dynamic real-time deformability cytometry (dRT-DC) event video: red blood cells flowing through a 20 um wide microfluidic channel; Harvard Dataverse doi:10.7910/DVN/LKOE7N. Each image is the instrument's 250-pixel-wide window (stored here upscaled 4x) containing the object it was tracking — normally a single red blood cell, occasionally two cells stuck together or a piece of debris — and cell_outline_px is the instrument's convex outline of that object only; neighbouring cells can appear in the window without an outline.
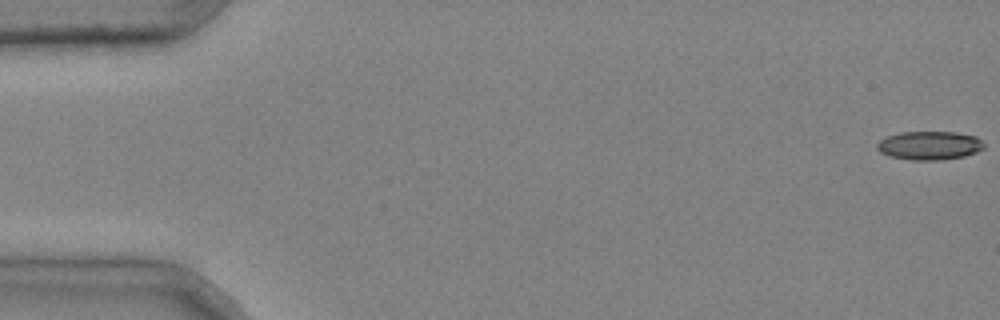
{"species": "common noctule bat (a hibernating species)", "species_latin": "Nyctalus noctula", "temperature_condition": "cold", "stored_images_in_passage": 4, "camera_frame_rate_fps": 3000, "um_per_image_px": 0.085, "animal": {"sex": "male", "body_mass_g": 20.4}, "frame": {"image": 1, "passage_image": 1, "time_ms": 0.0, "image_size_px": [1000, 320], "cell_outline_px": [[984, 148], [976, 152], [964, 156], [940, 160], [912, 160], [888, 156], [880, 152], [876, 148], [876, 144], [880, 140], [888, 136], [900, 132], [956, 132], [976, 136], [984, 144]], "centroid_in_image_um": [78.99, 12.37], "position_along_channel_um": 6.0, "area_um2": 17.86}}
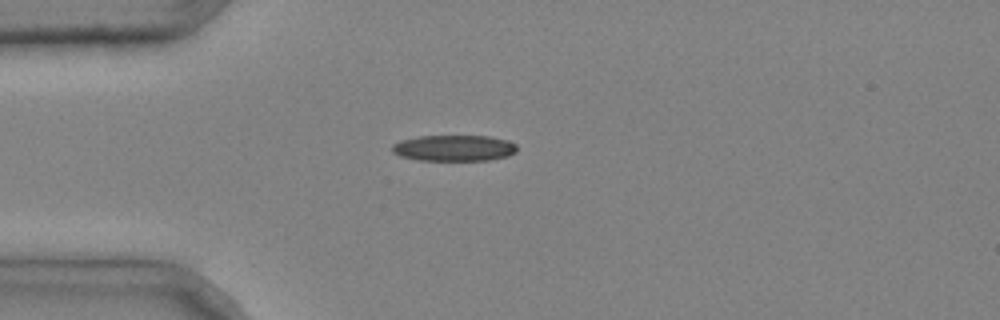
{"frame": {"image": 2, "passage_image": 4, "time_ms": 1.0, "image_size_px": [1000, 320], "cell_outline_px": [[516, 152], [508, 156], [488, 160], [416, 160], [400, 156], [392, 152], [392, 144], [400, 140], [420, 136], [488, 136], [508, 140], [516, 144]], "centroid_in_image_um": [38.58, 12.58], "position_along_channel_um": 46.4, "area_um2": 19.02}}